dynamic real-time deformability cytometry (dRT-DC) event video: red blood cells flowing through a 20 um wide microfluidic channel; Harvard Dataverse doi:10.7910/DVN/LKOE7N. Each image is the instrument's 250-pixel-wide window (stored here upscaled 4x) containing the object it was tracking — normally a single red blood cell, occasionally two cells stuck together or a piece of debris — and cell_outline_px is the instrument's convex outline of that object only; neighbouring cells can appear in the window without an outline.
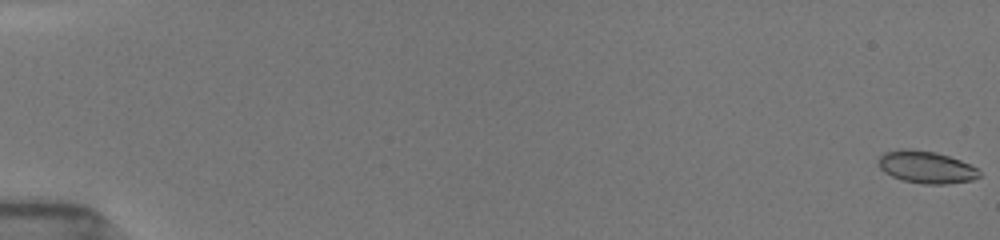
{"species": "common noctule bat (a hibernating species)", "species_latin": "Nyctalus noctula", "temperature_condition": "room temperature", "stored_images_in_passage": 32, "camera_frame_rate_fps": 3000, "um_per_image_px": 0.085, "animal": {"sex": "female", "body_mass_g": 19.5, "forearm_length_mm": 54.1}, "frame": {"image": 1, "passage_image": 1, "time_ms": 0.0, "image_size_px": [1000, 240], "cell_outline_px": [[980, 176], [972, 180], [948, 184], [924, 184], [904, 180], [892, 176], [884, 172], [880, 168], [880, 156], [884, 152], [900, 148], [912, 148], [936, 152], [960, 160], [976, 168], [980, 172]], "centroid_in_image_um": [78.72, 14.19], "position_along_channel_um": 6.3, "area_um2": 18.9}}
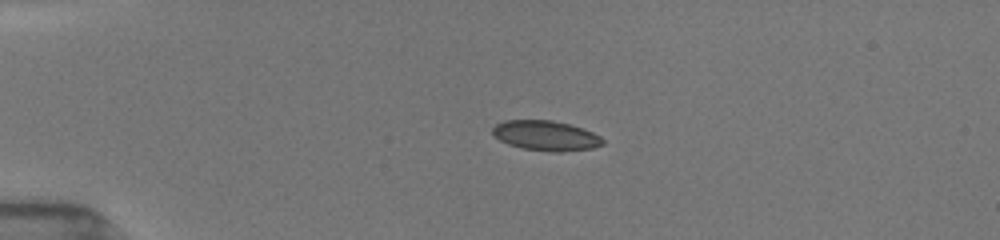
{"frame": {"image": 2, "passage_image": 23, "time_ms": 4.333, "image_size_px": [1000, 240], "cell_outline_px": [[604, 144], [592, 148], [560, 152], [552, 152], [524, 148], [508, 144], [492, 136], [492, 128], [496, 124], [504, 120], [552, 120], [568, 124], [592, 132], [600, 136], [604, 140]], "centroid_in_image_um": [46.37, 11.53], "position_along_channel_um": 38.6, "area_um2": 19.19}}